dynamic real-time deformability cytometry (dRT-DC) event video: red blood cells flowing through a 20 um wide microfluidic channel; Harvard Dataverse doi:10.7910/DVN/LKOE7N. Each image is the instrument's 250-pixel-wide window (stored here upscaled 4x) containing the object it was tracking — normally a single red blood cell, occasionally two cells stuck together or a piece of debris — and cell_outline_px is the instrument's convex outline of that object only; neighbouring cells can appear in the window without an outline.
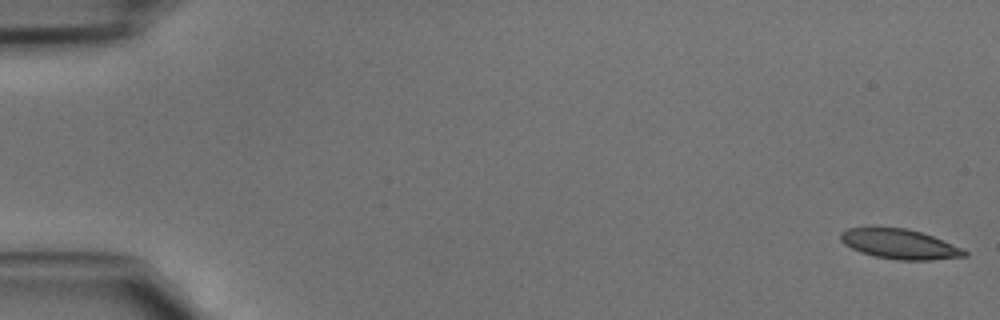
{"species": "common noctule bat (a hibernating species)", "species_latin": "Nyctalus noctula", "temperature_condition": "cold", "stored_images_in_passage": 47, "segment_of_instrument_passage": [1, 2], "camera_frame_rate_fps": 3000, "um_per_image_px": 0.085, "animal": {"sex": "male", "body_mass_g": 15.6}, "frame": {"image": 1, "passage_image": 1, "time_ms": 0.0, "image_size_px": [1000, 320], "cell_outline_px": [[968, 256], [932, 260], [896, 260], [876, 256], [860, 252], [844, 244], [840, 240], [840, 232], [848, 228], [868, 224], [872, 224], [908, 228], [932, 236], [960, 248], [968, 252]], "centroid_in_image_um": [76.36, 20.69], "position_along_channel_um": 8.6, "area_um2": 22.2}}
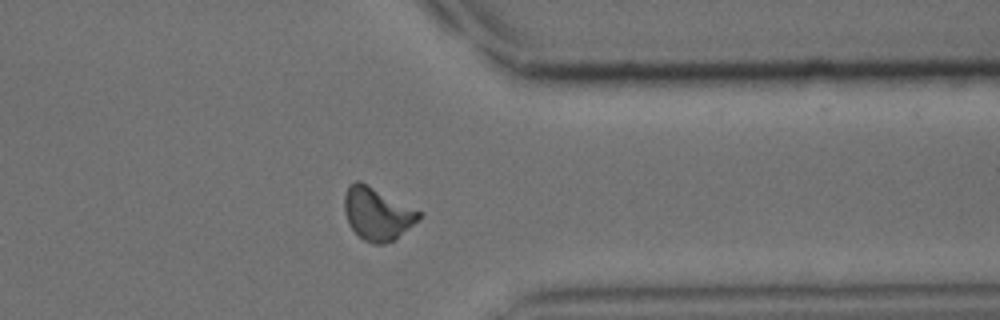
{"frame": {"image": 2, "passage_image": 37, "time_ms": 12.0, "image_size_px": [1000, 320], "cell_outline_px": [[424, 212], [408, 228], [392, 240], [380, 244], [372, 244], [364, 240], [348, 224], [344, 212], [344, 196], [348, 184], [356, 180], [360, 180]], "centroid_in_image_um": [32.03, 18.12], "position_along_channel_um": 379.4, "area_um2": 22.83}}
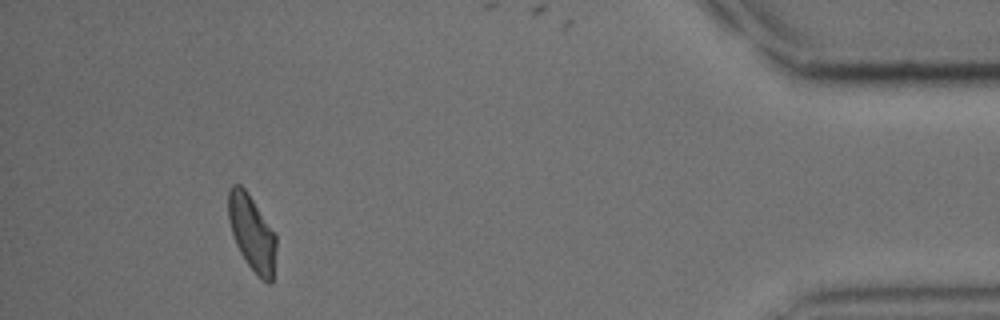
{"frame": {"image": 3, "passage_image": 43, "time_ms": 14.0, "image_size_px": [1000, 320], "cell_outline_px": [[276, 248], [272, 284], [268, 284], [248, 264], [240, 252], [236, 244], [228, 220], [228, 188], [232, 184], [240, 184], [244, 188], [276, 232]], "centroid_in_image_um": [21.42, 19.76], "position_along_channel_um": 413.8, "area_um2": 21.04}}